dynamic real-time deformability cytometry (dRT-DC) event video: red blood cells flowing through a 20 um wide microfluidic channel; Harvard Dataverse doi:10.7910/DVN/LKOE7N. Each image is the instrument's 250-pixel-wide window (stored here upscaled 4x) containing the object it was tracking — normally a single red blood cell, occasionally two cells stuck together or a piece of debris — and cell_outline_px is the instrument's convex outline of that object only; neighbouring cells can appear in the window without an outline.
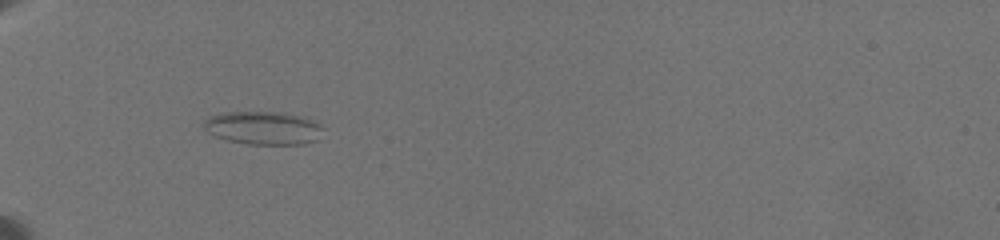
{"species": "common noctule bat (a hibernating species)", "species_latin": "Nyctalus noctula", "temperature_condition": "warm", "stored_images_in_passage": 12, "camera_frame_rate_fps": 3000, "um_per_image_px": 0.085, "animal": {"sex": "female", "body_mass_g": 19.5, "forearm_length_mm": 54.1}, "frame": {"image": 1, "passage_image": 1, "time_ms": 0.0, "image_size_px": [1000, 240], "cell_outline_px": [[324, 128], [316, 140], [300, 144], [248, 144], [228, 140], [216, 136], [208, 132], [204, 128], [204, 120], [208, 116], [224, 112], [284, 112], [316, 120]], "centroid_in_image_um": [22.39, 10.86], "position_along_channel_um": 62.6, "area_um2": 23.12}}
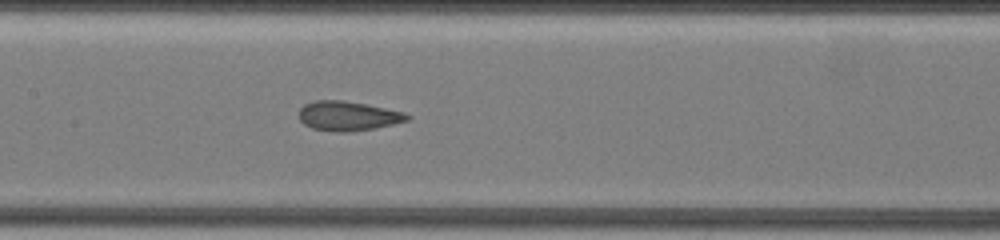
{"frame": {"image": 2, "passage_image": 6, "time_ms": 3.667, "image_size_px": [1000, 240], "cell_outline_px": [[412, 116], [408, 120], [376, 128], [348, 132], [336, 132], [312, 128], [304, 124], [300, 120], [300, 108], [304, 104], [316, 100], [340, 100], [368, 104], [404, 112]], "centroid_in_image_um": [29.59, 9.85], "position_along_channel_um": 177.8, "area_um2": 18.61}}
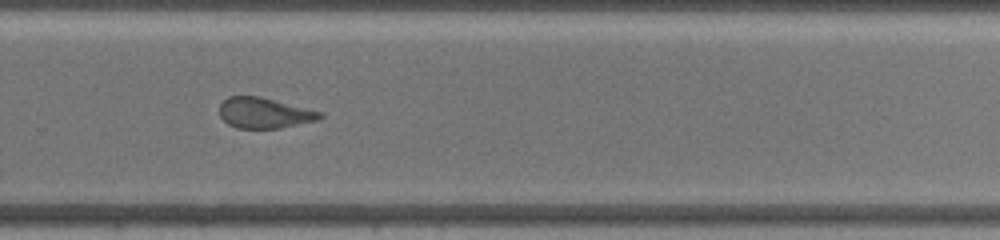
{"frame": {"image": 3, "passage_image": 11, "time_ms": 7.333, "image_size_px": [1000, 240], "cell_outline_px": [[324, 116], [316, 120], [280, 128], [236, 128], [228, 124], [220, 116], [220, 104], [228, 96], [260, 96], [324, 112]], "centroid_in_image_um": [22.48, 9.59], "position_along_channel_um": 307.3, "area_um2": 17.92}}